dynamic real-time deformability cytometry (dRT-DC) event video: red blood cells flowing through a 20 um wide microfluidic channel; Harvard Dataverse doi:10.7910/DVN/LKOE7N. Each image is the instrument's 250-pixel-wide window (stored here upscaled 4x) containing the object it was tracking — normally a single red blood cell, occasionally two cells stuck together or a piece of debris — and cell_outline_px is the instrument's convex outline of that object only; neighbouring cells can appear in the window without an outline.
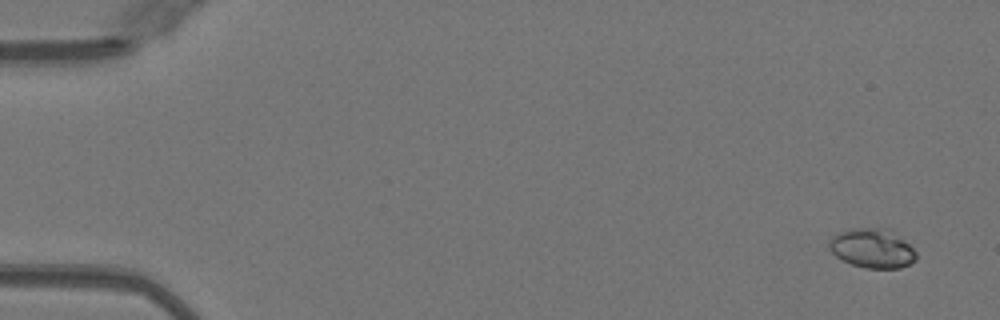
{"species": "Egyptian fruit bat (a non-hibernating species)", "species_latin": "Rousettus aegyptiacus", "temperature_condition": "warm", "stored_images_in_passage": 51, "camera_frame_rate_fps": 3000, "um_per_image_px": 0.085, "animal": {"sex": "female"}, "frame": {"image": 1, "passage_image": 3, "time_ms": 0.667, "image_size_px": [1000, 320], "cell_outline_px": [[916, 260], [900, 268], [864, 268], [852, 264], [836, 256], [828, 248], [828, 244], [832, 236], [840, 232], [852, 228], [876, 228], [908, 244], [916, 252]], "centroid_in_image_um": [74.07, 21.15], "position_along_channel_um": 10.9, "area_um2": 19.07}}
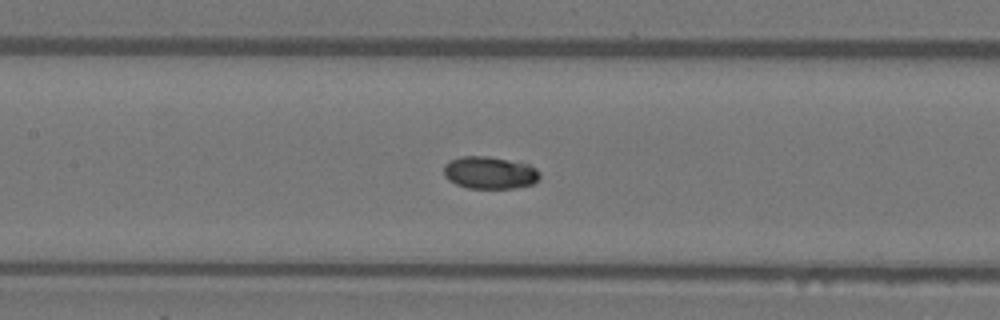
{"frame": {"image": 2, "passage_image": 25, "time_ms": 8.0, "image_size_px": [1000, 320], "cell_outline_px": [[540, 180], [532, 184], [512, 188], [468, 188], [456, 184], [448, 180], [444, 176], [444, 164], [460, 156], [488, 156], [528, 164], [536, 168], [540, 172]], "centroid_in_image_um": [41.63, 14.68], "position_along_channel_um": 165.8, "area_um2": 18.15}}
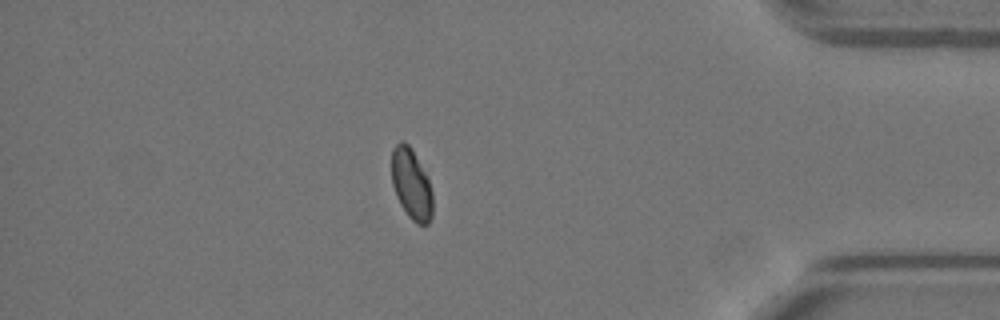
{"frame": {"image": 3, "passage_image": 45, "time_ms": 14.667, "image_size_px": [1000, 320], "cell_outline_px": [[432, 216], [428, 224], [416, 224], [408, 216], [400, 204], [396, 196], [392, 184], [392, 148], [400, 140], [404, 140], [412, 148], [428, 180], [432, 192]], "centroid_in_image_um": [34.95, 15.65], "position_along_channel_um": 400.2, "area_um2": 16.88}, "authors_computed_cell_mechanics": {"area_um2": 17.9758, "velocity_mm_per_s": 4.0356, "shape_relaxation_time_tau1_ms": 4.4308, "shape_relaxation_time_tau2_ms": null, "deformation_change_tau1": 0.0999, "deformation_change_tau2": null}}